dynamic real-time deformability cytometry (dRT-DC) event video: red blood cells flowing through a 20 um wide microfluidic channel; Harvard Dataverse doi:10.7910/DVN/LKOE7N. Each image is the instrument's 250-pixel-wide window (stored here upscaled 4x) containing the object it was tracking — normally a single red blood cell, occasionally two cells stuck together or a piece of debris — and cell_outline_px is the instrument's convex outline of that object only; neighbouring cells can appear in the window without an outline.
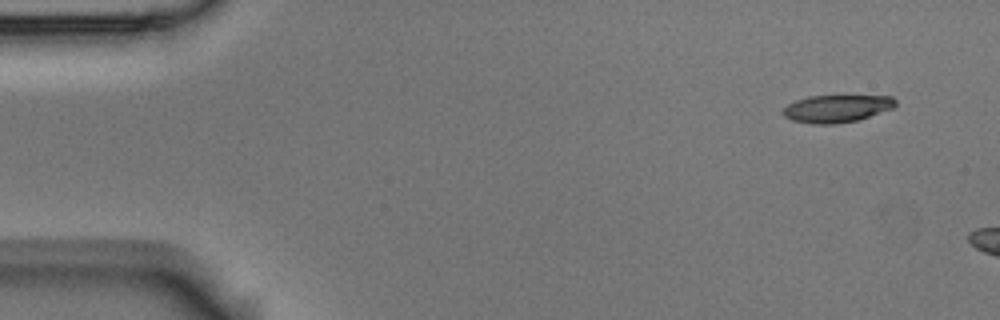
{"species": "Egyptian fruit bat (a non-hibernating species)", "species_latin": "Rousettus aegyptiacus", "temperature_condition": "room temperature", "stored_images_in_passage": 3, "camera_frame_rate_fps": 3000, "um_per_image_px": 0.085, "animal": {"sex": "male"}, "frame": {"image": 1, "passage_image": 1, "time_ms": 0.0, "image_size_px": [1000, 320], "cell_outline_px": [[896, 104], [892, 108], [860, 120], [836, 124], [812, 124], [792, 120], [784, 116], [784, 108], [788, 104], [796, 100], [808, 96], [892, 96], [896, 100]], "centroid_in_image_um": [71.13, 9.23], "position_along_channel_um": 13.9, "area_um2": 17.98}}